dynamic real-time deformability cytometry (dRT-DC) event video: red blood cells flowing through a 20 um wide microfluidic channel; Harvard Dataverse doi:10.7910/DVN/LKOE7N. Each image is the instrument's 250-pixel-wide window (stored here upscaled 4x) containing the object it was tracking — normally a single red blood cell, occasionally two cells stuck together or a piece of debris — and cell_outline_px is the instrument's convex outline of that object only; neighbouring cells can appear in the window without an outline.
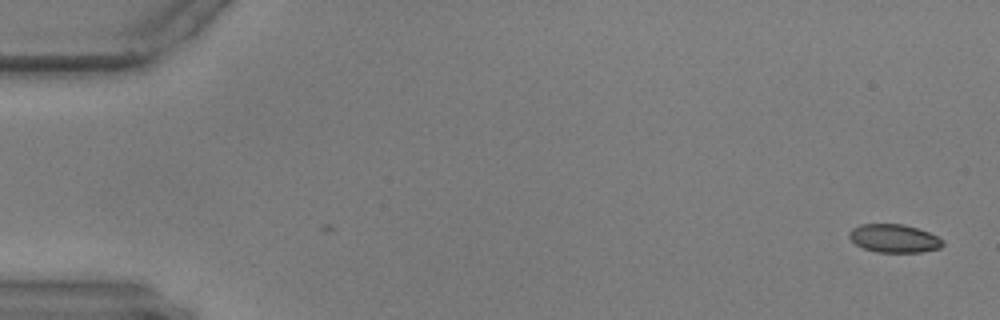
{"species": "common noctule bat (a hibernating species)", "species_latin": "Nyctalus noctula", "temperature_condition": "warm", "stored_images_in_passage": 2, "camera_frame_rate_fps": 3000, "um_per_image_px": 0.085, "animal": {"sex": "male", "body_mass_g": 17.9, "forearm_length_mm": 54.2}, "frame": {"image": 1, "passage_image": 2, "time_ms": 0.333, "image_size_px": [1000, 320], "cell_outline_px": [[944, 244], [940, 248], [920, 252], [876, 252], [864, 248], [856, 244], [848, 236], [848, 232], [852, 228], [860, 224], [904, 224], [928, 232], [944, 240]], "centroid_in_image_um": [75.99, 20.26], "position_along_channel_um": 9.0, "area_um2": 15.37}}